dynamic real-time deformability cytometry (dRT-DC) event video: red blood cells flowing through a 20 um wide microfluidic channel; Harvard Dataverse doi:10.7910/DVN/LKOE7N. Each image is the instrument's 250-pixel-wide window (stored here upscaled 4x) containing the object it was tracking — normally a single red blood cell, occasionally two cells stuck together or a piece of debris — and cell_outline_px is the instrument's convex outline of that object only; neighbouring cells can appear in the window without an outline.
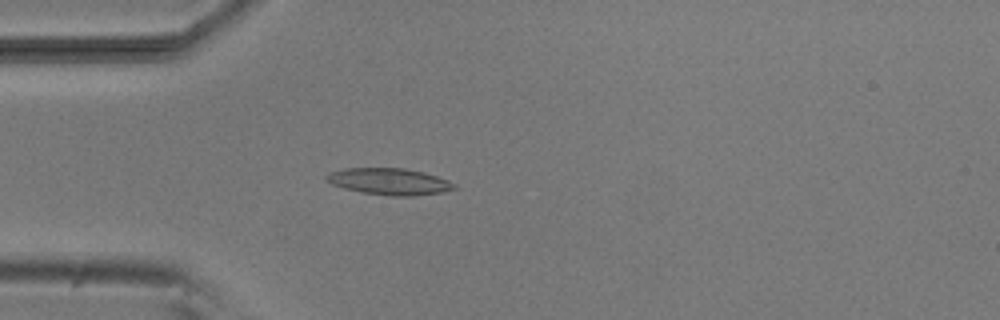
{"species": "common noctule bat (a hibernating species)", "species_latin": "Nyctalus noctula", "temperature_condition": "room temperature", "stored_images_in_passage": 40, "camera_frame_rate_fps": 3000, "um_per_image_px": 0.085, "animal": {"sex": "male", "body_mass_g": 20.5, "forearm_length_mm": 52.5}, "frame": {"image": 1, "passage_image": 2, "time_ms": 0.333, "image_size_px": [1000, 320], "cell_outline_px": [[460, 188], [444, 192], [412, 196], [392, 196], [364, 192], [344, 188], [332, 184], [324, 176], [332, 172], [344, 168], [404, 168], [424, 172], [448, 180], [456, 184]], "centroid_in_image_um": [33.17, 15.43], "position_along_channel_um": 51.8, "area_um2": 19.77}}
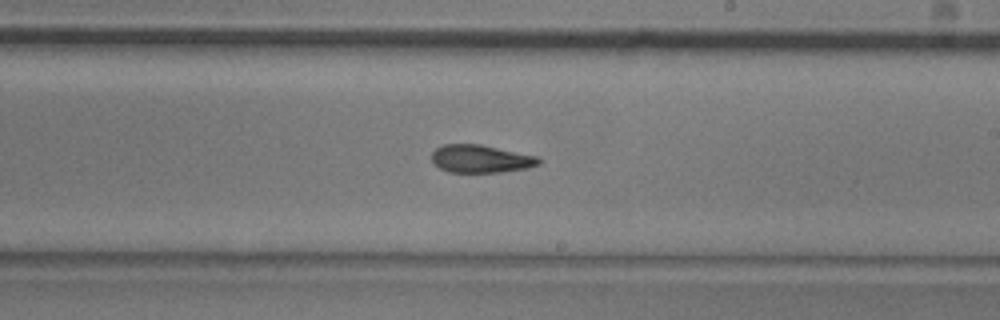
{"frame": {"image": 2, "passage_image": 18, "time_ms": 5.667, "image_size_px": [1000, 320], "cell_outline_px": [[544, 160], [540, 164], [528, 168], [500, 172], [448, 172], [440, 168], [432, 160], [432, 152], [436, 148], [444, 144], [480, 144], [540, 156]], "centroid_in_image_um": [40.93, 13.49], "position_along_channel_um": 248.1, "area_um2": 17.57}}
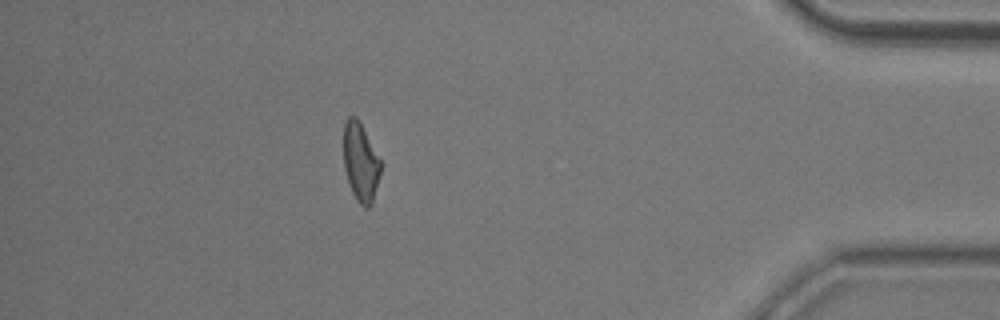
{"frame": {"image": 3, "passage_image": 34, "time_ms": 11.0, "image_size_px": [1000, 320], "cell_outline_px": [[380, 172], [372, 204], [368, 208], [364, 208], [356, 200], [352, 192], [344, 168], [344, 124], [348, 116], [356, 116], [360, 120], [380, 160]], "centroid_in_image_um": [30.64, 13.77], "position_along_channel_um": 404.6, "area_um2": 16.88}, "authors_computed_cell_mechanics": {"area_um2": 17.629, "velocity_mm_per_s": 3.8174, "shape_relaxation_time_tau1_ms": 8.9291, "shape_relaxation_time_tau2_ms": 2.5641, "deformation_change_tau1": 0.2234, "deformation_change_tau2": 0.0989}}